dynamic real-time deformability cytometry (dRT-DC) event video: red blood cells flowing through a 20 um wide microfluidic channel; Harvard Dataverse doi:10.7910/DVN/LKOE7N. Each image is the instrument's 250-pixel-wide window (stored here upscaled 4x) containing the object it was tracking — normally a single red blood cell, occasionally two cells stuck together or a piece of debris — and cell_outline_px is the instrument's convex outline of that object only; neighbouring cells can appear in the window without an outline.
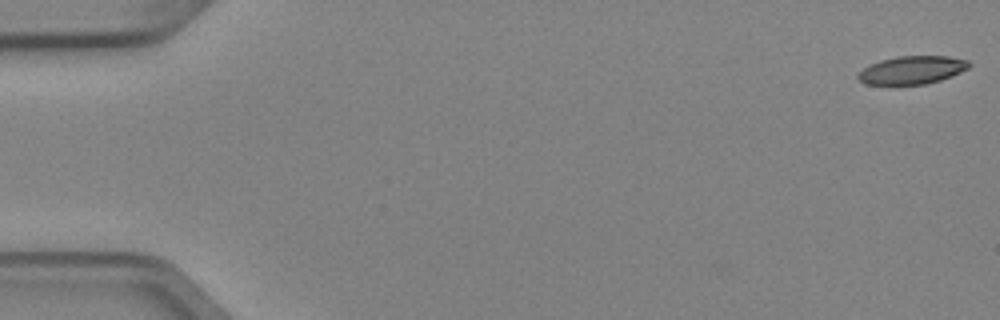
{"species": "Egyptian fruit bat (a non-hibernating species)", "species_latin": "Rousettus aegyptiacus", "temperature_condition": "cold", "stored_images_in_passage": 5, "camera_frame_rate_fps": 3000, "um_per_image_px": 0.085, "animal": {"sex": "female"}, "frame": {"image": 1, "passage_image": 1, "time_ms": 0.0, "image_size_px": [1000, 320], "cell_outline_px": [[972, 64], [968, 68], [952, 76], [940, 80], [924, 84], [864, 84], [856, 76], [864, 68], [880, 60], [900, 56], [948, 56], [968, 60]], "centroid_in_image_um": [77.56, 5.95], "position_along_channel_um": 7.4, "area_um2": 17.98}}
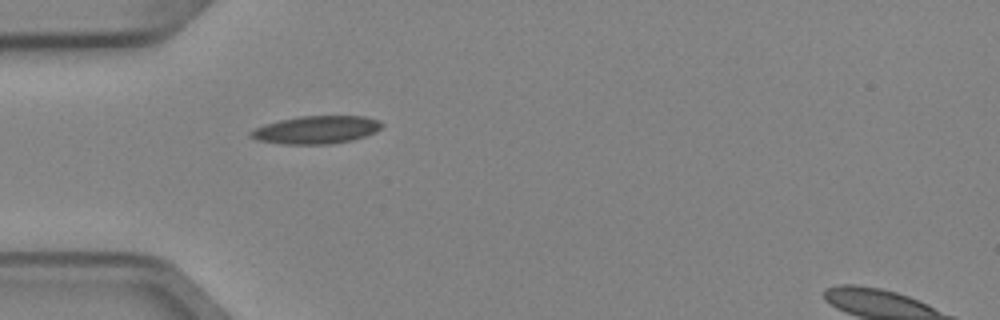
{"frame": {"image": 2, "passage_image": 5, "time_ms": 1.333, "image_size_px": [1000, 320], "cell_outline_px": [[384, 124], [376, 132], [352, 140], [332, 144], [284, 144], [256, 140], [248, 136], [248, 132], [264, 124], [280, 120], [300, 116], [364, 116], [380, 120]], "centroid_in_image_um": [26.88, 11.03], "position_along_channel_um": 58.1, "area_um2": 21.39}}